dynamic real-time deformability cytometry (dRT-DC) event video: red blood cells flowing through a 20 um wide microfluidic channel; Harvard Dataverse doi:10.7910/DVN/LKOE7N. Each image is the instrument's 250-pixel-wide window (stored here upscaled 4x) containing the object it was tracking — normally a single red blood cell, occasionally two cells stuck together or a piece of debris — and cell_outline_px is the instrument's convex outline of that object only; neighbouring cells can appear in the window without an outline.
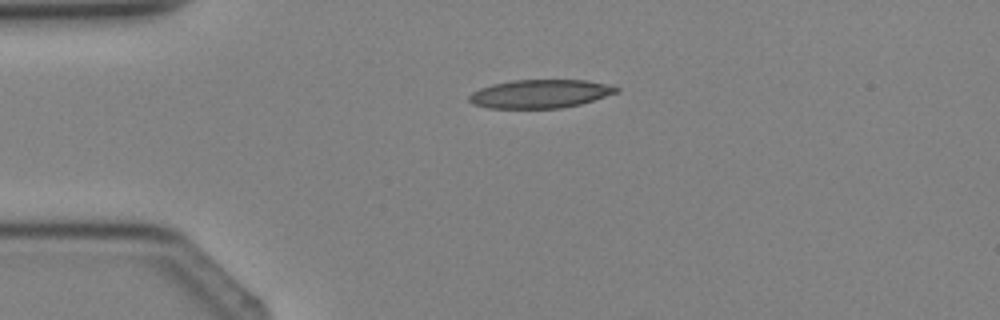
{"species": "Egyptian fruit bat (a non-hibernating species)", "species_latin": "Rousettus aegyptiacus", "temperature_condition": "cold", "stored_images_in_passage": 4, "camera_frame_rate_fps": 3000, "um_per_image_px": 0.085, "animal": {"sex": "female"}, "frame": {"image": 1, "passage_image": 3, "time_ms": 2.333, "image_size_px": [1000, 320], "cell_outline_px": [[620, 92], [580, 104], [560, 108], [488, 108], [472, 104], [468, 100], [468, 96], [472, 92], [480, 88], [492, 84], [512, 80], [588, 80], [620, 88]], "centroid_in_image_um": [45.89, 7.97], "position_along_channel_um": 39.1, "area_um2": 24.45}}